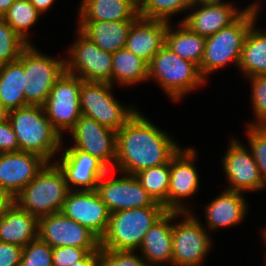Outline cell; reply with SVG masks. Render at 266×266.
I'll list each match as a JSON object with an SVG mask.
<instances>
[{
	"label": "cell",
	"instance_id": "cell-16",
	"mask_svg": "<svg viewBox=\"0 0 266 266\" xmlns=\"http://www.w3.org/2000/svg\"><path fill=\"white\" fill-rule=\"evenodd\" d=\"M196 154L194 148H181L170 160L168 211L191 212L183 199L192 197L199 190V175L193 163Z\"/></svg>",
	"mask_w": 266,
	"mask_h": 266
},
{
	"label": "cell",
	"instance_id": "cell-21",
	"mask_svg": "<svg viewBox=\"0 0 266 266\" xmlns=\"http://www.w3.org/2000/svg\"><path fill=\"white\" fill-rule=\"evenodd\" d=\"M181 212L167 211L144 235L138 250L149 266H162V263L172 264L173 238L172 226L174 219Z\"/></svg>",
	"mask_w": 266,
	"mask_h": 266
},
{
	"label": "cell",
	"instance_id": "cell-25",
	"mask_svg": "<svg viewBox=\"0 0 266 266\" xmlns=\"http://www.w3.org/2000/svg\"><path fill=\"white\" fill-rule=\"evenodd\" d=\"M78 21H135L139 17L134 0H81Z\"/></svg>",
	"mask_w": 266,
	"mask_h": 266
},
{
	"label": "cell",
	"instance_id": "cell-32",
	"mask_svg": "<svg viewBox=\"0 0 266 266\" xmlns=\"http://www.w3.org/2000/svg\"><path fill=\"white\" fill-rule=\"evenodd\" d=\"M40 15L42 14L28 0H15L2 18L25 42L32 44L28 39V30L36 24Z\"/></svg>",
	"mask_w": 266,
	"mask_h": 266
},
{
	"label": "cell",
	"instance_id": "cell-17",
	"mask_svg": "<svg viewBox=\"0 0 266 266\" xmlns=\"http://www.w3.org/2000/svg\"><path fill=\"white\" fill-rule=\"evenodd\" d=\"M247 149L240 141L231 139L221 162L230 183L225 189L242 193L266 189L250 149Z\"/></svg>",
	"mask_w": 266,
	"mask_h": 266
},
{
	"label": "cell",
	"instance_id": "cell-8",
	"mask_svg": "<svg viewBox=\"0 0 266 266\" xmlns=\"http://www.w3.org/2000/svg\"><path fill=\"white\" fill-rule=\"evenodd\" d=\"M112 87L109 83L81 80L79 101L83 116L117 132L137 110L122 106L112 94Z\"/></svg>",
	"mask_w": 266,
	"mask_h": 266
},
{
	"label": "cell",
	"instance_id": "cell-19",
	"mask_svg": "<svg viewBox=\"0 0 266 266\" xmlns=\"http://www.w3.org/2000/svg\"><path fill=\"white\" fill-rule=\"evenodd\" d=\"M55 163L62 170L70 190L95 191L100 178L110 170L101 160L81 150H63ZM80 187V188H75Z\"/></svg>",
	"mask_w": 266,
	"mask_h": 266
},
{
	"label": "cell",
	"instance_id": "cell-23",
	"mask_svg": "<svg viewBox=\"0 0 266 266\" xmlns=\"http://www.w3.org/2000/svg\"><path fill=\"white\" fill-rule=\"evenodd\" d=\"M247 204L242 192L225 189L205 206L204 228L213 231L240 223L248 212Z\"/></svg>",
	"mask_w": 266,
	"mask_h": 266
},
{
	"label": "cell",
	"instance_id": "cell-24",
	"mask_svg": "<svg viewBox=\"0 0 266 266\" xmlns=\"http://www.w3.org/2000/svg\"><path fill=\"white\" fill-rule=\"evenodd\" d=\"M38 238V218L13 202L0 215V241L20 247Z\"/></svg>",
	"mask_w": 266,
	"mask_h": 266
},
{
	"label": "cell",
	"instance_id": "cell-44",
	"mask_svg": "<svg viewBox=\"0 0 266 266\" xmlns=\"http://www.w3.org/2000/svg\"><path fill=\"white\" fill-rule=\"evenodd\" d=\"M41 14L46 12L55 0H28Z\"/></svg>",
	"mask_w": 266,
	"mask_h": 266
},
{
	"label": "cell",
	"instance_id": "cell-48",
	"mask_svg": "<svg viewBox=\"0 0 266 266\" xmlns=\"http://www.w3.org/2000/svg\"><path fill=\"white\" fill-rule=\"evenodd\" d=\"M262 238L264 239V241L266 242V228L262 231ZM266 244V243H265Z\"/></svg>",
	"mask_w": 266,
	"mask_h": 266
},
{
	"label": "cell",
	"instance_id": "cell-33",
	"mask_svg": "<svg viewBox=\"0 0 266 266\" xmlns=\"http://www.w3.org/2000/svg\"><path fill=\"white\" fill-rule=\"evenodd\" d=\"M194 0H143L138 5L139 16L147 19L170 21V16L188 10Z\"/></svg>",
	"mask_w": 266,
	"mask_h": 266
},
{
	"label": "cell",
	"instance_id": "cell-7",
	"mask_svg": "<svg viewBox=\"0 0 266 266\" xmlns=\"http://www.w3.org/2000/svg\"><path fill=\"white\" fill-rule=\"evenodd\" d=\"M65 59L42 54L32 44L22 51L18 60L25 70L24 93L29 105L45 103L54 83L66 71Z\"/></svg>",
	"mask_w": 266,
	"mask_h": 266
},
{
	"label": "cell",
	"instance_id": "cell-10",
	"mask_svg": "<svg viewBox=\"0 0 266 266\" xmlns=\"http://www.w3.org/2000/svg\"><path fill=\"white\" fill-rule=\"evenodd\" d=\"M76 41L65 59L66 72L83 81L111 84L112 53L106 52L86 37L79 29Z\"/></svg>",
	"mask_w": 266,
	"mask_h": 266
},
{
	"label": "cell",
	"instance_id": "cell-29",
	"mask_svg": "<svg viewBox=\"0 0 266 266\" xmlns=\"http://www.w3.org/2000/svg\"><path fill=\"white\" fill-rule=\"evenodd\" d=\"M238 68L245 78L266 75V32L255 24L245 39Z\"/></svg>",
	"mask_w": 266,
	"mask_h": 266
},
{
	"label": "cell",
	"instance_id": "cell-2",
	"mask_svg": "<svg viewBox=\"0 0 266 266\" xmlns=\"http://www.w3.org/2000/svg\"><path fill=\"white\" fill-rule=\"evenodd\" d=\"M7 119L17 137L19 151L40 155L51 162L55 153L62 150L63 138L53 128L42 106L11 110Z\"/></svg>",
	"mask_w": 266,
	"mask_h": 266
},
{
	"label": "cell",
	"instance_id": "cell-22",
	"mask_svg": "<svg viewBox=\"0 0 266 266\" xmlns=\"http://www.w3.org/2000/svg\"><path fill=\"white\" fill-rule=\"evenodd\" d=\"M169 22L138 17L129 30L125 48L147 63L165 45Z\"/></svg>",
	"mask_w": 266,
	"mask_h": 266
},
{
	"label": "cell",
	"instance_id": "cell-27",
	"mask_svg": "<svg viewBox=\"0 0 266 266\" xmlns=\"http://www.w3.org/2000/svg\"><path fill=\"white\" fill-rule=\"evenodd\" d=\"M24 85L25 70L19 60L0 66V102L8 111L29 105Z\"/></svg>",
	"mask_w": 266,
	"mask_h": 266
},
{
	"label": "cell",
	"instance_id": "cell-15",
	"mask_svg": "<svg viewBox=\"0 0 266 266\" xmlns=\"http://www.w3.org/2000/svg\"><path fill=\"white\" fill-rule=\"evenodd\" d=\"M260 6L259 2H256L239 11L231 2H194L189 8L192 12L188 13L181 22L194 33L206 38L231 25L246 9L258 11Z\"/></svg>",
	"mask_w": 266,
	"mask_h": 266
},
{
	"label": "cell",
	"instance_id": "cell-40",
	"mask_svg": "<svg viewBox=\"0 0 266 266\" xmlns=\"http://www.w3.org/2000/svg\"><path fill=\"white\" fill-rule=\"evenodd\" d=\"M19 151L17 137L9 120L0 122V153Z\"/></svg>",
	"mask_w": 266,
	"mask_h": 266
},
{
	"label": "cell",
	"instance_id": "cell-38",
	"mask_svg": "<svg viewBox=\"0 0 266 266\" xmlns=\"http://www.w3.org/2000/svg\"><path fill=\"white\" fill-rule=\"evenodd\" d=\"M135 251L99 249V266H149Z\"/></svg>",
	"mask_w": 266,
	"mask_h": 266
},
{
	"label": "cell",
	"instance_id": "cell-5",
	"mask_svg": "<svg viewBox=\"0 0 266 266\" xmlns=\"http://www.w3.org/2000/svg\"><path fill=\"white\" fill-rule=\"evenodd\" d=\"M166 212L165 207H143L111 213L107 231L100 239V247L136 251L144 235Z\"/></svg>",
	"mask_w": 266,
	"mask_h": 266
},
{
	"label": "cell",
	"instance_id": "cell-26",
	"mask_svg": "<svg viewBox=\"0 0 266 266\" xmlns=\"http://www.w3.org/2000/svg\"><path fill=\"white\" fill-rule=\"evenodd\" d=\"M134 21H79L78 29L102 50L114 53L125 48Z\"/></svg>",
	"mask_w": 266,
	"mask_h": 266
},
{
	"label": "cell",
	"instance_id": "cell-41",
	"mask_svg": "<svg viewBox=\"0 0 266 266\" xmlns=\"http://www.w3.org/2000/svg\"><path fill=\"white\" fill-rule=\"evenodd\" d=\"M22 247L0 241V266H19Z\"/></svg>",
	"mask_w": 266,
	"mask_h": 266
},
{
	"label": "cell",
	"instance_id": "cell-34",
	"mask_svg": "<svg viewBox=\"0 0 266 266\" xmlns=\"http://www.w3.org/2000/svg\"><path fill=\"white\" fill-rule=\"evenodd\" d=\"M29 44L0 17V66L19 59Z\"/></svg>",
	"mask_w": 266,
	"mask_h": 266
},
{
	"label": "cell",
	"instance_id": "cell-12",
	"mask_svg": "<svg viewBox=\"0 0 266 266\" xmlns=\"http://www.w3.org/2000/svg\"><path fill=\"white\" fill-rule=\"evenodd\" d=\"M38 238L52 248L73 246L85 248L88 252L101 248L100 239L92 231L62 212L38 218Z\"/></svg>",
	"mask_w": 266,
	"mask_h": 266
},
{
	"label": "cell",
	"instance_id": "cell-6",
	"mask_svg": "<svg viewBox=\"0 0 266 266\" xmlns=\"http://www.w3.org/2000/svg\"><path fill=\"white\" fill-rule=\"evenodd\" d=\"M151 78L173 101L182 99L207 82L198 65L184 60L165 45L148 63V80Z\"/></svg>",
	"mask_w": 266,
	"mask_h": 266
},
{
	"label": "cell",
	"instance_id": "cell-31",
	"mask_svg": "<svg viewBox=\"0 0 266 266\" xmlns=\"http://www.w3.org/2000/svg\"><path fill=\"white\" fill-rule=\"evenodd\" d=\"M135 176L153 200L156 203L163 205L168 211L170 162L142 170Z\"/></svg>",
	"mask_w": 266,
	"mask_h": 266
},
{
	"label": "cell",
	"instance_id": "cell-42",
	"mask_svg": "<svg viewBox=\"0 0 266 266\" xmlns=\"http://www.w3.org/2000/svg\"><path fill=\"white\" fill-rule=\"evenodd\" d=\"M71 266H99V251L89 252L82 260Z\"/></svg>",
	"mask_w": 266,
	"mask_h": 266
},
{
	"label": "cell",
	"instance_id": "cell-49",
	"mask_svg": "<svg viewBox=\"0 0 266 266\" xmlns=\"http://www.w3.org/2000/svg\"><path fill=\"white\" fill-rule=\"evenodd\" d=\"M138 5L143 1V0H134Z\"/></svg>",
	"mask_w": 266,
	"mask_h": 266
},
{
	"label": "cell",
	"instance_id": "cell-46",
	"mask_svg": "<svg viewBox=\"0 0 266 266\" xmlns=\"http://www.w3.org/2000/svg\"><path fill=\"white\" fill-rule=\"evenodd\" d=\"M8 110L0 102V122H4L8 118Z\"/></svg>",
	"mask_w": 266,
	"mask_h": 266
},
{
	"label": "cell",
	"instance_id": "cell-28",
	"mask_svg": "<svg viewBox=\"0 0 266 266\" xmlns=\"http://www.w3.org/2000/svg\"><path fill=\"white\" fill-rule=\"evenodd\" d=\"M168 23L165 33V46L184 60L200 66L205 50L206 38L191 31L181 21L178 29L173 30Z\"/></svg>",
	"mask_w": 266,
	"mask_h": 266
},
{
	"label": "cell",
	"instance_id": "cell-14",
	"mask_svg": "<svg viewBox=\"0 0 266 266\" xmlns=\"http://www.w3.org/2000/svg\"><path fill=\"white\" fill-rule=\"evenodd\" d=\"M74 146L64 150H81L101 160L113 170L116 160L117 132L97 123L94 119L81 116L69 131Z\"/></svg>",
	"mask_w": 266,
	"mask_h": 266
},
{
	"label": "cell",
	"instance_id": "cell-47",
	"mask_svg": "<svg viewBox=\"0 0 266 266\" xmlns=\"http://www.w3.org/2000/svg\"><path fill=\"white\" fill-rule=\"evenodd\" d=\"M209 1H223V0H194V2H209Z\"/></svg>",
	"mask_w": 266,
	"mask_h": 266
},
{
	"label": "cell",
	"instance_id": "cell-9",
	"mask_svg": "<svg viewBox=\"0 0 266 266\" xmlns=\"http://www.w3.org/2000/svg\"><path fill=\"white\" fill-rule=\"evenodd\" d=\"M81 79L66 71L54 83L42 105L53 128L63 137L82 116L80 110Z\"/></svg>",
	"mask_w": 266,
	"mask_h": 266
},
{
	"label": "cell",
	"instance_id": "cell-11",
	"mask_svg": "<svg viewBox=\"0 0 266 266\" xmlns=\"http://www.w3.org/2000/svg\"><path fill=\"white\" fill-rule=\"evenodd\" d=\"M184 218L172 226V265L199 266L211 250V236L192 212H181Z\"/></svg>",
	"mask_w": 266,
	"mask_h": 266
},
{
	"label": "cell",
	"instance_id": "cell-18",
	"mask_svg": "<svg viewBox=\"0 0 266 266\" xmlns=\"http://www.w3.org/2000/svg\"><path fill=\"white\" fill-rule=\"evenodd\" d=\"M61 212L88 228L99 239L107 231L110 213L96 191L70 190Z\"/></svg>",
	"mask_w": 266,
	"mask_h": 266
},
{
	"label": "cell",
	"instance_id": "cell-36",
	"mask_svg": "<svg viewBox=\"0 0 266 266\" xmlns=\"http://www.w3.org/2000/svg\"><path fill=\"white\" fill-rule=\"evenodd\" d=\"M19 266H53L52 247L39 238L29 242L22 249Z\"/></svg>",
	"mask_w": 266,
	"mask_h": 266
},
{
	"label": "cell",
	"instance_id": "cell-1",
	"mask_svg": "<svg viewBox=\"0 0 266 266\" xmlns=\"http://www.w3.org/2000/svg\"><path fill=\"white\" fill-rule=\"evenodd\" d=\"M167 134L137 111L117 131L113 173L136 175L170 162L181 147Z\"/></svg>",
	"mask_w": 266,
	"mask_h": 266
},
{
	"label": "cell",
	"instance_id": "cell-39",
	"mask_svg": "<svg viewBox=\"0 0 266 266\" xmlns=\"http://www.w3.org/2000/svg\"><path fill=\"white\" fill-rule=\"evenodd\" d=\"M89 252L85 248L65 246L52 248L53 266H71L82 260Z\"/></svg>",
	"mask_w": 266,
	"mask_h": 266
},
{
	"label": "cell",
	"instance_id": "cell-4",
	"mask_svg": "<svg viewBox=\"0 0 266 266\" xmlns=\"http://www.w3.org/2000/svg\"><path fill=\"white\" fill-rule=\"evenodd\" d=\"M258 13L256 10L246 9L231 25L206 37L204 55L199 66L200 73L206 80L208 74L223 69L229 63L238 67L245 39L256 24Z\"/></svg>",
	"mask_w": 266,
	"mask_h": 266
},
{
	"label": "cell",
	"instance_id": "cell-43",
	"mask_svg": "<svg viewBox=\"0 0 266 266\" xmlns=\"http://www.w3.org/2000/svg\"><path fill=\"white\" fill-rule=\"evenodd\" d=\"M14 202V198L0 186V215Z\"/></svg>",
	"mask_w": 266,
	"mask_h": 266
},
{
	"label": "cell",
	"instance_id": "cell-3",
	"mask_svg": "<svg viewBox=\"0 0 266 266\" xmlns=\"http://www.w3.org/2000/svg\"><path fill=\"white\" fill-rule=\"evenodd\" d=\"M70 188L62 170L47 162L36 177L14 198V202L31 215L42 216L61 212Z\"/></svg>",
	"mask_w": 266,
	"mask_h": 266
},
{
	"label": "cell",
	"instance_id": "cell-37",
	"mask_svg": "<svg viewBox=\"0 0 266 266\" xmlns=\"http://www.w3.org/2000/svg\"><path fill=\"white\" fill-rule=\"evenodd\" d=\"M249 149L266 184V127L247 126Z\"/></svg>",
	"mask_w": 266,
	"mask_h": 266
},
{
	"label": "cell",
	"instance_id": "cell-20",
	"mask_svg": "<svg viewBox=\"0 0 266 266\" xmlns=\"http://www.w3.org/2000/svg\"><path fill=\"white\" fill-rule=\"evenodd\" d=\"M46 163L40 155L31 152L0 153V186L15 198Z\"/></svg>",
	"mask_w": 266,
	"mask_h": 266
},
{
	"label": "cell",
	"instance_id": "cell-13",
	"mask_svg": "<svg viewBox=\"0 0 266 266\" xmlns=\"http://www.w3.org/2000/svg\"><path fill=\"white\" fill-rule=\"evenodd\" d=\"M106 175L100 178L95 191L110 214L132 208L164 207L153 200L135 175L122 173V177L110 180L105 179Z\"/></svg>",
	"mask_w": 266,
	"mask_h": 266
},
{
	"label": "cell",
	"instance_id": "cell-45",
	"mask_svg": "<svg viewBox=\"0 0 266 266\" xmlns=\"http://www.w3.org/2000/svg\"><path fill=\"white\" fill-rule=\"evenodd\" d=\"M14 1L15 0H0V17H3Z\"/></svg>",
	"mask_w": 266,
	"mask_h": 266
},
{
	"label": "cell",
	"instance_id": "cell-30",
	"mask_svg": "<svg viewBox=\"0 0 266 266\" xmlns=\"http://www.w3.org/2000/svg\"><path fill=\"white\" fill-rule=\"evenodd\" d=\"M148 80V63L126 48L112 54L111 85H133Z\"/></svg>",
	"mask_w": 266,
	"mask_h": 266
},
{
	"label": "cell",
	"instance_id": "cell-35",
	"mask_svg": "<svg viewBox=\"0 0 266 266\" xmlns=\"http://www.w3.org/2000/svg\"><path fill=\"white\" fill-rule=\"evenodd\" d=\"M248 78L251 80V101L256 120L246 126L266 127V75Z\"/></svg>",
	"mask_w": 266,
	"mask_h": 266
}]
</instances>
